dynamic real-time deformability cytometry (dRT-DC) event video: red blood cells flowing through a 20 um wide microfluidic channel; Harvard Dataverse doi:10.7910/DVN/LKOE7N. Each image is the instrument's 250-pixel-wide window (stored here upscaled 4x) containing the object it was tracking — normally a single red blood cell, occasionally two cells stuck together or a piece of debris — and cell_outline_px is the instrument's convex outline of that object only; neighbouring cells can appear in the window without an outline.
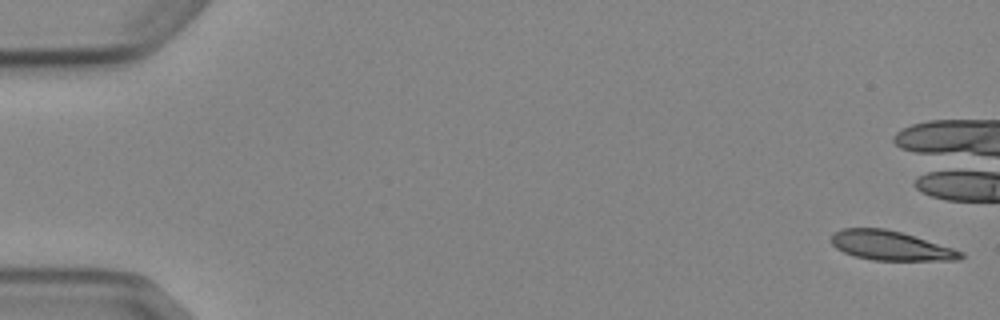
{"species": "Egyptian fruit bat (a non-hibernating species)", "species_latin": "Rousettus aegyptiacus", "temperature_condition": "cold", "stored_images_in_passage": 6, "camera_frame_rate_fps": 3000, "um_per_image_px": 0.085, "animal": {"sex": "female"}, "frame": {"image": 1, "passage_image": 1, "time_ms": 0.0, "image_size_px": [1000, 320], "cell_outline_px": [[964, 256], [960, 260], [872, 260], [856, 256], [844, 252], [836, 248], [832, 244], [832, 232], [844, 228], [884, 228], [900, 232], [952, 248], [964, 252]], "centroid_in_image_um": [75.69, 20.88], "position_along_channel_um": 9.3, "area_um2": 21.91}}